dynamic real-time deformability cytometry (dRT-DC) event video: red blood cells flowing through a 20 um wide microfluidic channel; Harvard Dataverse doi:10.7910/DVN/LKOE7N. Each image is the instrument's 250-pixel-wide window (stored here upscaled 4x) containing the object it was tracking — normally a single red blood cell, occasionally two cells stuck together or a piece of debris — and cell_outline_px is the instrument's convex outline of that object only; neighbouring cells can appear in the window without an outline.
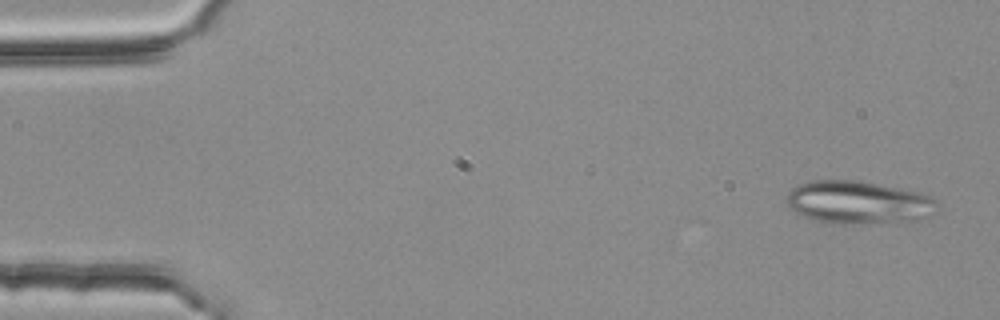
{"species": "common noctule bat (a hibernating species)", "species_latin": "Nyctalus noctula", "temperature_condition": "room temperature", "stored_images_in_passage": 4, "camera_frame_rate_fps": 3000, "um_per_image_px": 0.085, "animal": {"sex": "female", "body_mass_g": 25.1}, "frame": {"image": 1, "passage_image": 1, "time_ms": 0.0, "image_size_px": [1000, 320], "cell_outline_px": [[940, 208], [936, 212], [920, 220], [872, 224], [840, 224], [812, 220], [796, 212], [788, 204], [788, 192], [796, 184], [812, 180], [856, 180], [920, 192], [932, 196], [940, 204]], "centroid_in_image_um": [73.03, 17.22], "position_along_channel_um": 12.0, "area_um2": 38.21}}